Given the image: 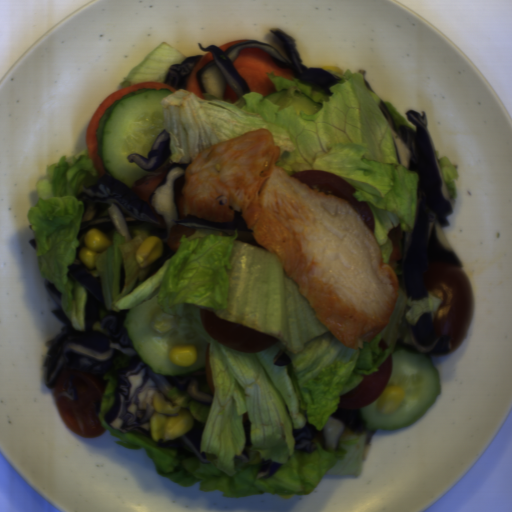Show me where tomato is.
<instances>
[{
	"label": "tomato",
	"instance_id": "1",
	"mask_svg": "<svg viewBox=\"0 0 512 512\" xmlns=\"http://www.w3.org/2000/svg\"><path fill=\"white\" fill-rule=\"evenodd\" d=\"M428 292L442 298L433 321L438 335H450V351L463 343L475 312L474 289L466 273L451 263H427Z\"/></svg>",
	"mask_w": 512,
	"mask_h": 512
},
{
	"label": "tomato",
	"instance_id": "2",
	"mask_svg": "<svg viewBox=\"0 0 512 512\" xmlns=\"http://www.w3.org/2000/svg\"><path fill=\"white\" fill-rule=\"evenodd\" d=\"M50 389L59 416L69 430L89 439L103 434L96 414L97 402L105 391L102 381L82 370L64 367Z\"/></svg>",
	"mask_w": 512,
	"mask_h": 512
},
{
	"label": "tomato",
	"instance_id": "3",
	"mask_svg": "<svg viewBox=\"0 0 512 512\" xmlns=\"http://www.w3.org/2000/svg\"><path fill=\"white\" fill-rule=\"evenodd\" d=\"M201 321L206 333L215 341L239 352H261L279 343V339L266 333L227 322L215 316L213 311L201 310Z\"/></svg>",
	"mask_w": 512,
	"mask_h": 512
},
{
	"label": "tomato",
	"instance_id": "4",
	"mask_svg": "<svg viewBox=\"0 0 512 512\" xmlns=\"http://www.w3.org/2000/svg\"><path fill=\"white\" fill-rule=\"evenodd\" d=\"M290 177L301 181L319 192L338 195L352 203L372 234H374L375 217L373 210L365 201H357L353 193L358 191L352 184L325 170L298 172Z\"/></svg>",
	"mask_w": 512,
	"mask_h": 512
},
{
	"label": "tomato",
	"instance_id": "5",
	"mask_svg": "<svg viewBox=\"0 0 512 512\" xmlns=\"http://www.w3.org/2000/svg\"><path fill=\"white\" fill-rule=\"evenodd\" d=\"M392 356L379 365L378 373L368 377H362L359 383L350 392L341 395L337 408L355 409L362 408L382 395L391 373Z\"/></svg>",
	"mask_w": 512,
	"mask_h": 512
},
{
	"label": "tomato",
	"instance_id": "6",
	"mask_svg": "<svg viewBox=\"0 0 512 512\" xmlns=\"http://www.w3.org/2000/svg\"><path fill=\"white\" fill-rule=\"evenodd\" d=\"M407 232L401 224H398L393 229L389 230L386 236L393 241L394 249L388 261L391 267L402 260V232Z\"/></svg>",
	"mask_w": 512,
	"mask_h": 512
}]
</instances>
